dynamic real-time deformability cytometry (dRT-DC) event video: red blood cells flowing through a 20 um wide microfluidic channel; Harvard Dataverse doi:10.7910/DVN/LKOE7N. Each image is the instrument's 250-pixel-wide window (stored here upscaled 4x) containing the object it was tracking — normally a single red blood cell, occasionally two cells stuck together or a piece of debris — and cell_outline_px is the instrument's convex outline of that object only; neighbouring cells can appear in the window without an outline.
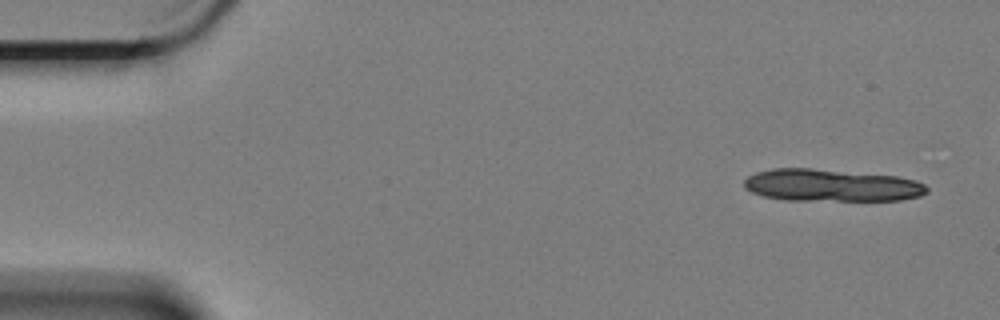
{"species": "Egyptian fruit bat (a non-hibernating species)", "species_latin": "Rousettus aegyptiacus", "temperature_condition": "cold", "stored_images_in_passage": 6, "camera_frame_rate_fps": 3000, "um_per_image_px": 0.085, "animal": {"sex": "female"}, "frame": {"image": 1, "passage_image": 1, "time_ms": 0.0, "image_size_px": [1000, 320], "cell_outline_px": [[928, 192], [920, 196], [900, 200], [788, 200], [764, 196], [752, 192], [744, 188], [744, 180], [748, 176], [756, 172], [772, 168], [808, 168], [896, 176], [916, 180], [924, 184], [928, 188]], "centroid_in_image_um": [70.66, 15.75], "position_along_channel_um": 14.3, "area_um2": 34.28}}